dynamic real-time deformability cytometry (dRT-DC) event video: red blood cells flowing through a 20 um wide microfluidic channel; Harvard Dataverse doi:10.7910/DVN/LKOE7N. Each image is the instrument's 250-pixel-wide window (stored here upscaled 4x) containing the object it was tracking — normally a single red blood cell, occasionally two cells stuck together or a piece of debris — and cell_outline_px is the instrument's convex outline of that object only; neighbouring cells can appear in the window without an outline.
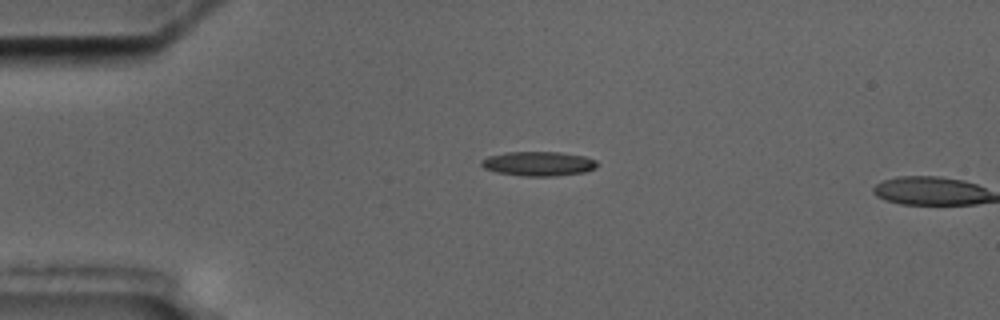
{"species": "common noctule bat (a hibernating species)", "species_latin": "Nyctalus noctula", "temperature_condition": "cold", "stored_images_in_passage": 2, "camera_frame_rate_fps": 3000, "um_per_image_px": 0.085, "animal": {"sex": "male", "body_mass_g": 17.5, "forearm_length_mm": 52.3}, "frame": {"image": 1, "passage_image": 1, "time_ms": 0.0, "image_size_px": [1000, 320], "cell_outline_px": [[600, 164], [596, 168], [584, 172], [556, 176], [524, 176], [496, 172], [484, 168], [480, 164], [480, 160], [488, 156], [504, 152], [560, 152], [584, 156], [596, 160]], "centroid_in_image_um": [45.77, 13.91], "position_along_channel_um": 39.2, "area_um2": 16.65}}